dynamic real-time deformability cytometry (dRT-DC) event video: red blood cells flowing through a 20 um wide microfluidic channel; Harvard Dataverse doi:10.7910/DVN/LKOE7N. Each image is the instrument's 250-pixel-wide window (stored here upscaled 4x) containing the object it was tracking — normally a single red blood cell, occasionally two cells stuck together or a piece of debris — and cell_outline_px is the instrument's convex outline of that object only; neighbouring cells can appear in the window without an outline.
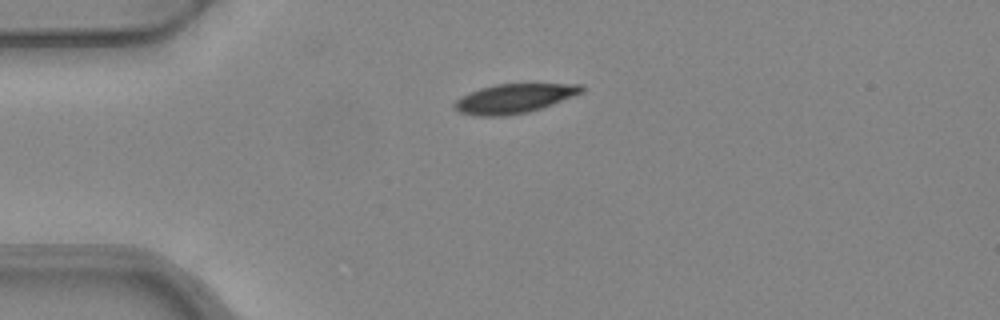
{"species": "common noctule bat (a hibernating species)", "species_latin": "Nyctalus noctula", "temperature_condition": "warm", "stored_images_in_passage": 4, "camera_frame_rate_fps": 3000, "um_per_image_px": 0.085, "animal": {"sex": "female", "body_mass_g": 24.6, "forearm_length_mm": 56.2}, "frame": {"image": 1, "passage_image": 1, "time_ms": 0.0, "image_size_px": [1000, 320], "cell_outline_px": [[584, 92], [552, 104], [528, 112], [504, 116], [480, 116], [460, 112], [452, 108], [452, 104], [460, 96], [480, 88], [496, 84], [584, 84]], "centroid_in_image_um": [43.68, 8.37], "position_along_channel_um": 41.3, "area_um2": 21.68}}
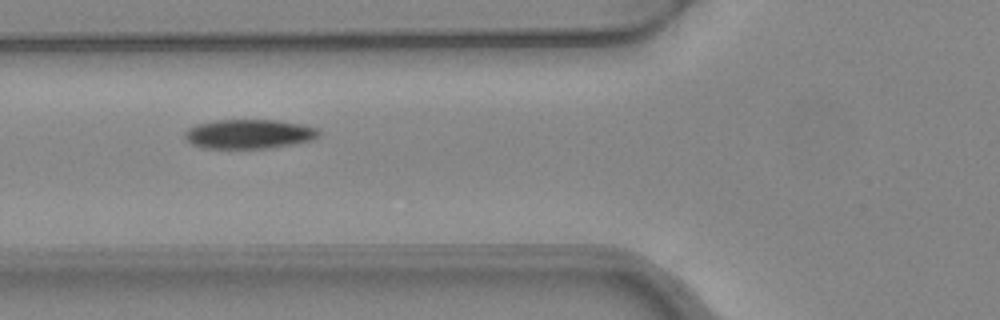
{"frame": {"image": 2, "passage_image": 3, "time_ms": 0.667, "image_size_px": [1000, 320], "cell_outline_px": [[320, 132], [312, 140], [292, 144], [268, 148], [204, 148], [192, 144], [184, 136], [184, 132], [188, 128], [196, 124], [216, 120], [276, 120], [300, 124], [320, 128]], "centroid_in_image_um": [21.15, 11.38], "position_along_channel_um": 104.6, "area_um2": 22.83}}
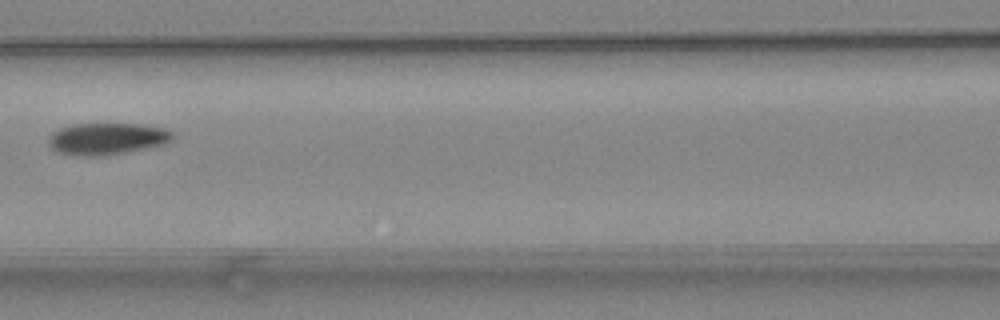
{"frame": {"image": 3, "passage_image": 4, "time_ms": 1.0, "image_size_px": [1000, 320], "cell_outline_px": [[172, 140], [164, 144], [148, 148], [108, 156], [80, 156], [60, 152], [52, 148], [48, 144], [48, 136], [52, 132], [60, 128], [72, 124], [140, 124], [164, 128], [172, 132]], "centroid_in_image_um": [9.08, 11.8], "position_along_channel_um": 157.5, "area_um2": 23.12}}